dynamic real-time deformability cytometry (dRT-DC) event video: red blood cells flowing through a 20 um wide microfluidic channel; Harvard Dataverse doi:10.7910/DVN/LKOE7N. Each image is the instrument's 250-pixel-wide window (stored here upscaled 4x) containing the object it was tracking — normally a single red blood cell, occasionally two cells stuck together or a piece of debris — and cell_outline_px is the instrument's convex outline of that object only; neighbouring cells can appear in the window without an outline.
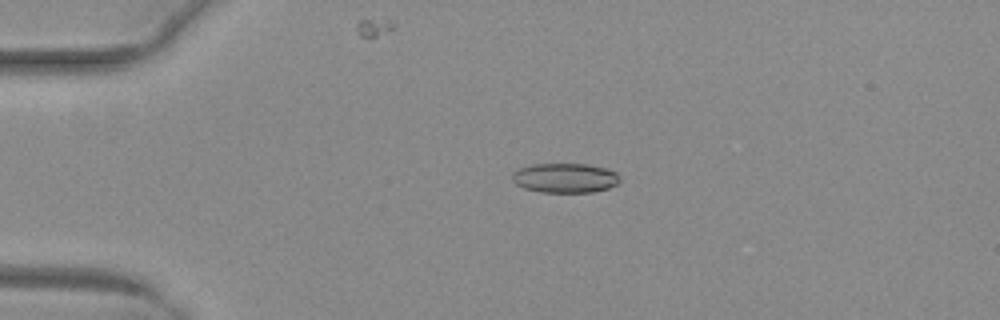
{"species": "common noctule bat (a hibernating species)", "species_latin": "Nyctalus noctula", "temperature_condition": "warm", "stored_images_in_passage": 30, "camera_frame_rate_fps": 3000, "um_per_image_px": 0.085, "animal": {"sex": "female", "body_mass_g": 29.2, "forearm_length_mm": 56.3}, "frame": {"image": 1, "passage_image": 1, "time_ms": 0.0, "image_size_px": [1000, 320], "cell_outline_px": [[620, 180], [616, 184], [608, 188], [592, 192], [540, 192], [524, 188], [516, 184], [512, 180], [512, 172], [520, 168], [532, 164], [588, 164], [608, 168], [616, 172], [620, 176]], "centroid_in_image_um": [48.03, 15.12], "position_along_channel_um": 37.0, "area_um2": 18.67}}
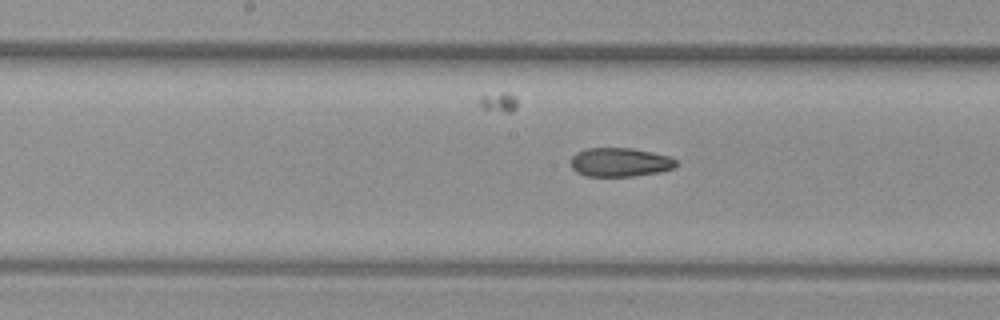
{"frame": {"image": 2, "passage_image": 16, "time_ms": 5.0, "image_size_px": [1000, 320], "cell_outline_px": [[676, 164], [672, 168], [660, 172], [632, 176], [584, 176], [576, 172], [572, 168], [568, 160], [576, 152], [588, 148], [632, 148], [652, 152], [668, 156], [676, 160]], "centroid_in_image_um": [52.63, 13.79], "position_along_channel_um": 195.6, "area_um2": 17.8}}
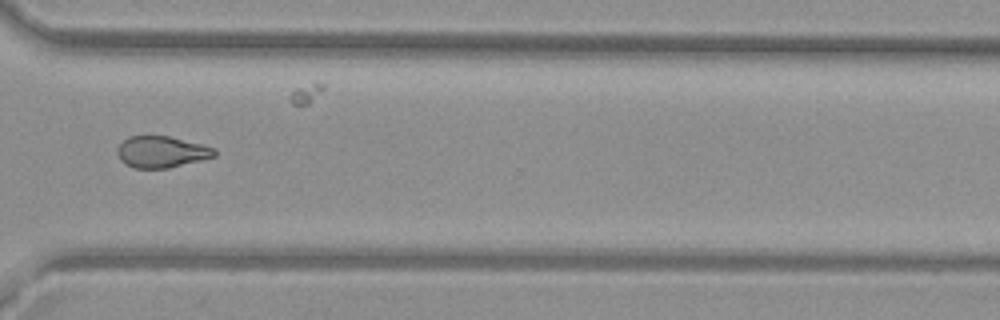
{"frame": {"image": 3, "passage_image": 28, "time_ms": 9.0, "image_size_px": [1000, 320], "cell_outline_px": [[216, 156], [168, 168], [136, 168], [124, 164], [120, 160], [116, 152], [116, 148], [128, 136], [168, 136], [216, 148]], "centroid_in_image_um": [13.7, 12.91], "position_along_channel_um": 356.9, "area_um2": 17.74}, "authors_computed_cell_mechanics": {"area_um2": 18.4382, "velocity_mm_per_s": 4.0482, "shape_relaxation_time_tau1_ms": 10.2428, "shape_relaxation_time_tau2_ms": 3.5374, "deformation_change_tau1": 0.217, "deformation_change_tau2": 0.1092}}